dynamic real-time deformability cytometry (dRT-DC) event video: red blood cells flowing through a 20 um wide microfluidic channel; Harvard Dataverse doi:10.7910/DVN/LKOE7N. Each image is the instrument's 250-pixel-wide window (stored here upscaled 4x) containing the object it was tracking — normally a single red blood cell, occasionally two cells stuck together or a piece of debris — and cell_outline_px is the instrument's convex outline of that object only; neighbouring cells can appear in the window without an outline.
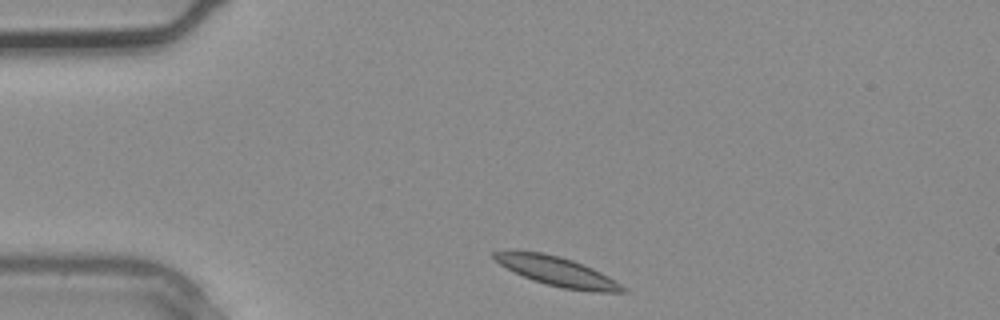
{"species": "common noctule bat (a hibernating species)", "species_latin": "Nyctalus noctula", "temperature_condition": "warm", "stored_images_in_passage": 2, "segment_of_instrument_passage": [2, 2], "camera_frame_rate_fps": 3000, "um_per_image_px": 0.085, "animal": {"sex": "male", "body_mass_g": 20.4}, "frame": {"image": 1, "passage_image": 2, "time_ms": 0.333, "image_size_px": [1000, 320], "cell_outline_px": [[628, 292], [592, 292], [564, 288], [532, 280], [500, 264], [492, 256], [492, 252], [508, 248], [544, 252], [560, 256], [584, 264], [608, 276], [628, 288]], "centroid_in_image_um": [47.34, 23.03], "position_along_channel_um": 37.7, "area_um2": 22.25}}